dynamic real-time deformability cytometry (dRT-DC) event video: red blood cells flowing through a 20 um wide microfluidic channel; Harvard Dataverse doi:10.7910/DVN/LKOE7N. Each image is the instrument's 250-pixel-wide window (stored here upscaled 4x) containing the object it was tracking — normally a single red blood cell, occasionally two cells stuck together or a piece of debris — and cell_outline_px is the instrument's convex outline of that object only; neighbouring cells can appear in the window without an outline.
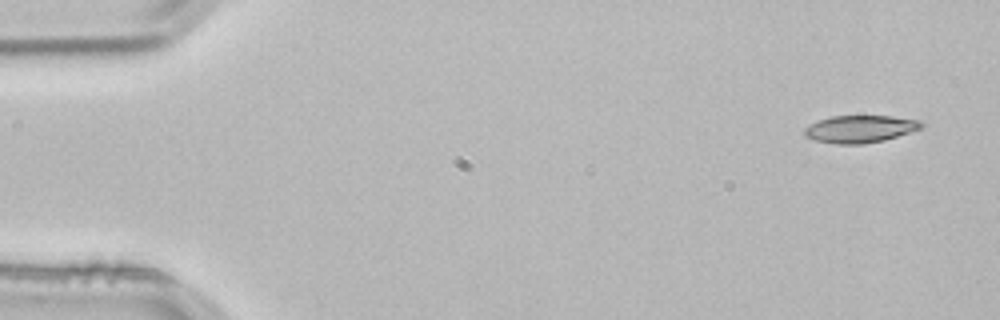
{"species": "common noctule bat (a hibernating species)", "species_latin": "Nyctalus noctula", "temperature_condition": "room temperature", "stored_images_in_passage": 4, "segment_of_instrument_passage": [2, 2], "camera_frame_rate_fps": 3000, "um_per_image_px": 0.085, "animal": {"sex": "male", "body_mass_g": 21.5, "forearm_length_mm": 52.0}, "frame": {"image": 1, "passage_image": 4, "time_ms": 1.0, "image_size_px": [1000, 320], "cell_outline_px": [[924, 128], [884, 140], [864, 144], [836, 144], [816, 140], [804, 136], [804, 128], [808, 124], [832, 116], [892, 116], [920, 120], [924, 124]], "centroid_in_image_um": [73.12, 10.96], "position_along_channel_um": 11.9, "area_um2": 18.73}}